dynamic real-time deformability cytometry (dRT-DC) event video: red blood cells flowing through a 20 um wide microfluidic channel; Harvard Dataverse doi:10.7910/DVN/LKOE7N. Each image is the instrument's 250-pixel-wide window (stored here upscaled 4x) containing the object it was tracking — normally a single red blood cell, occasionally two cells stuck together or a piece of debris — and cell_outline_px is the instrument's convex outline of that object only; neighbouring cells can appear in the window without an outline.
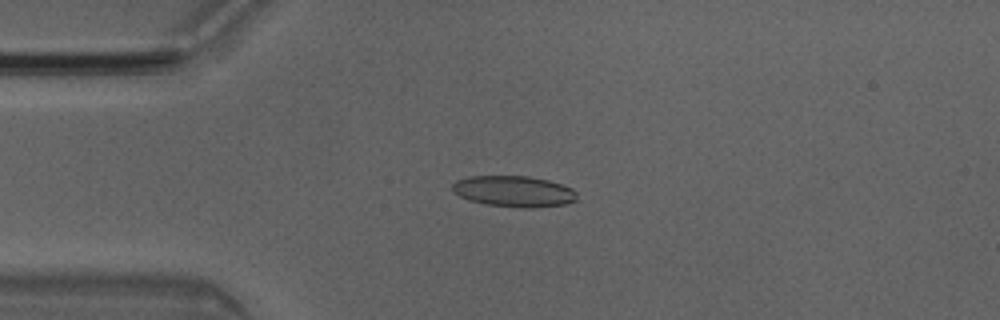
{"species": "Egyptian fruit bat (a non-hibernating species)", "species_latin": "Rousettus aegyptiacus", "temperature_condition": "room temperature", "stored_images_in_passage": 7, "camera_frame_rate_fps": 3000, "um_per_image_px": 0.085, "animal": {"sex": "male"}, "frame": {"image": 1, "passage_image": 4, "time_ms": 1.0, "image_size_px": [1000, 320], "cell_outline_px": [[576, 200], [564, 204], [532, 208], [520, 208], [484, 204], [468, 200], [452, 192], [452, 184], [456, 180], [468, 176], [528, 176], [548, 180], [572, 188], [576, 192]], "centroid_in_image_um": [43.64, 16.26], "position_along_channel_um": 41.4, "area_um2": 22.66}}